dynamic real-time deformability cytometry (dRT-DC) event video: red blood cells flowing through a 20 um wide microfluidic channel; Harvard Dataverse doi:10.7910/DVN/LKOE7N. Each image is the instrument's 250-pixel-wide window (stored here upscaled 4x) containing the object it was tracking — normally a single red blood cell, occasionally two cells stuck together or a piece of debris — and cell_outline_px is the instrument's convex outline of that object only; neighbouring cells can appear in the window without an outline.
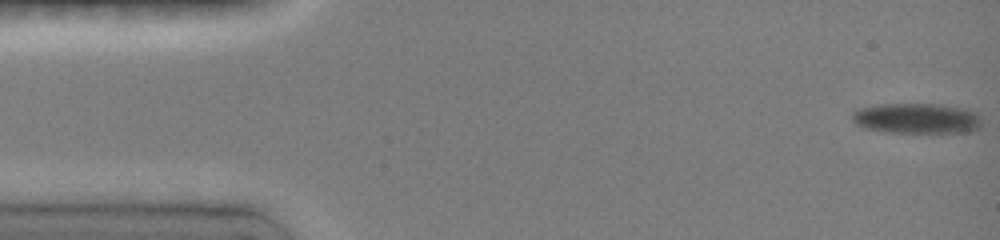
{"species": "common noctule bat (a hibernating species)", "species_latin": "Nyctalus noctula", "temperature_condition": "room temperature", "stored_images_in_passage": 22, "camera_frame_rate_fps": 3000, "um_per_image_px": 0.085, "animal": {"sex": "female", "body_mass_g": 19.0, "forearm_length_mm": 51.5}, "frame": {"image": 1, "passage_image": 1, "time_ms": 0.0, "image_size_px": [1000, 240], "cell_outline_px": [[980, 128], [968, 132], [888, 132], [864, 128], [856, 124], [852, 120], [852, 112], [860, 108], [880, 104], [940, 104], [964, 108], [976, 112], [980, 116]], "centroid_in_image_um": [77.92, 10.06], "position_along_channel_um": 7.1, "area_um2": 22.95}}
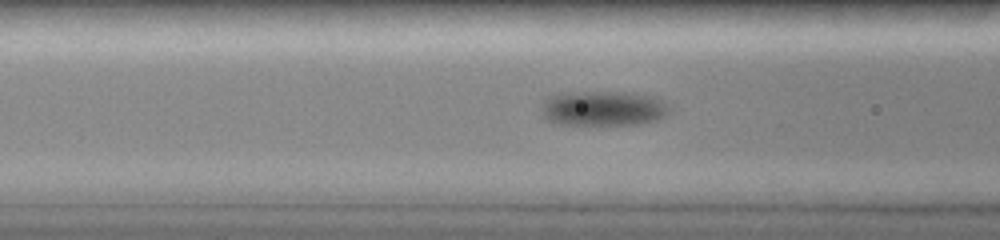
{"frame": {"image": 2, "passage_image": 14, "time_ms": 6.333, "image_size_px": [1000, 240], "cell_outline_px": [[672, 112], [668, 116], [656, 120], [640, 124], [556, 124], [544, 120], [540, 116], [544, 104], [552, 96], [584, 92], [616, 92], [652, 96], [668, 104], [672, 108]], "centroid_in_image_um": [51.34, 9.24], "position_along_channel_um": 115.3, "area_um2": 25.84}}
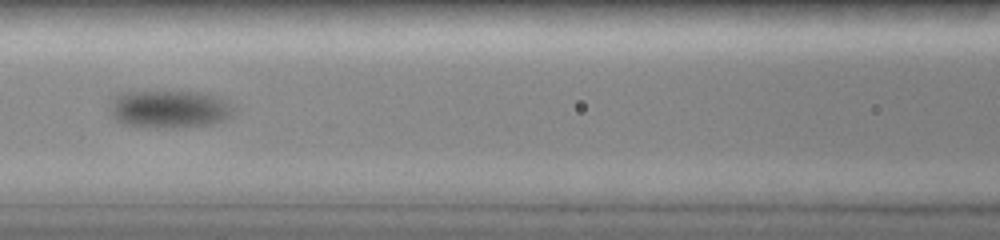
{"frame": {"image": 3, "passage_image": 16, "time_ms": 7.333, "image_size_px": [1000, 240], "cell_outline_px": [[236, 108], [232, 116], [224, 120], [212, 124], [164, 128], [124, 124], [116, 120], [108, 112], [112, 100], [116, 96], [124, 92], [196, 92], [228, 104]], "centroid_in_image_um": [14.32, 9.29], "position_along_channel_um": 152.3, "area_um2": 26.53}}